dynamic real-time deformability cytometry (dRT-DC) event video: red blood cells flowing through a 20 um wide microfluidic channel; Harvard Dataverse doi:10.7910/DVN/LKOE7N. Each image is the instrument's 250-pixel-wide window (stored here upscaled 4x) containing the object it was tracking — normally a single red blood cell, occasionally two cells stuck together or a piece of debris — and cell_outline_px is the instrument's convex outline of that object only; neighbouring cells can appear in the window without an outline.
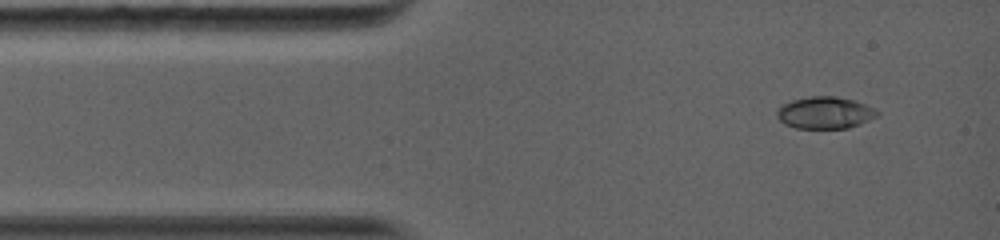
{"species": "common noctule bat (a hibernating species)", "species_latin": "Nyctalus noctula", "temperature_condition": "warm", "stored_images_in_passage": 4, "camera_frame_rate_fps": 5000, "um_per_image_px": 0.085, "animal": {"sex": "female", "body_mass_g": 19.0, "forearm_length_mm": 56.7}, "frame": {"image": 1, "passage_image": 1, "time_ms": 0.0, "image_size_px": [1000, 240], "cell_outline_px": [[880, 116], [860, 124], [848, 128], [796, 128], [784, 124], [776, 116], [776, 108], [792, 100], [808, 96], [836, 96], [852, 100], [864, 104], [880, 112]], "centroid_in_image_um": [70.11, 9.58], "position_along_channel_um": 14.9, "area_um2": 18.79}}
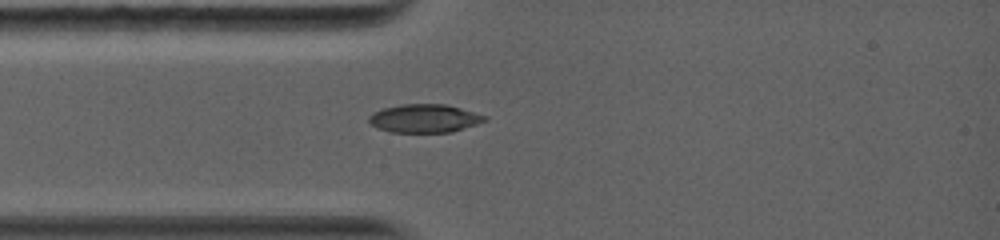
{"frame": {"image": 2, "passage_image": 4, "time_ms": 2.0, "image_size_px": [1000, 240], "cell_outline_px": [[488, 120], [452, 132], [392, 132], [376, 128], [368, 120], [368, 116], [372, 112], [384, 108], [400, 104], [444, 104], [460, 108], [488, 116]], "centroid_in_image_um": [36.07, 10.06], "position_along_channel_um": 48.9, "area_um2": 19.13}}